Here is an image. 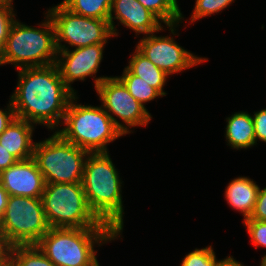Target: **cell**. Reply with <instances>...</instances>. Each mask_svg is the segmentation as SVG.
I'll list each match as a JSON object with an SVG mask.
<instances>
[{
  "mask_svg": "<svg viewBox=\"0 0 266 266\" xmlns=\"http://www.w3.org/2000/svg\"><path fill=\"white\" fill-rule=\"evenodd\" d=\"M128 89L129 93L145 107V103L163 97L154 87L148 85L141 77L134 75L127 67L122 76H117Z\"/></svg>",
  "mask_w": 266,
  "mask_h": 266,
  "instance_id": "7402d4cb",
  "label": "cell"
},
{
  "mask_svg": "<svg viewBox=\"0 0 266 266\" xmlns=\"http://www.w3.org/2000/svg\"><path fill=\"white\" fill-rule=\"evenodd\" d=\"M260 266H266V255H264L260 261Z\"/></svg>",
  "mask_w": 266,
  "mask_h": 266,
  "instance_id": "e575fe53",
  "label": "cell"
},
{
  "mask_svg": "<svg viewBox=\"0 0 266 266\" xmlns=\"http://www.w3.org/2000/svg\"><path fill=\"white\" fill-rule=\"evenodd\" d=\"M9 199V194L7 191L3 188V186L0 184V217L3 215L5 208L7 206Z\"/></svg>",
  "mask_w": 266,
  "mask_h": 266,
  "instance_id": "4dcf8cb0",
  "label": "cell"
},
{
  "mask_svg": "<svg viewBox=\"0 0 266 266\" xmlns=\"http://www.w3.org/2000/svg\"><path fill=\"white\" fill-rule=\"evenodd\" d=\"M95 90L102 103L101 106L124 136L133 133L131 129L135 126L143 127L151 122V113L129 93L117 76L107 77ZM115 116L123 123L119 122Z\"/></svg>",
  "mask_w": 266,
  "mask_h": 266,
  "instance_id": "30bf717a",
  "label": "cell"
},
{
  "mask_svg": "<svg viewBox=\"0 0 266 266\" xmlns=\"http://www.w3.org/2000/svg\"><path fill=\"white\" fill-rule=\"evenodd\" d=\"M8 248L9 247L4 242L3 236H0V261L9 260Z\"/></svg>",
  "mask_w": 266,
  "mask_h": 266,
  "instance_id": "1f68e13d",
  "label": "cell"
},
{
  "mask_svg": "<svg viewBox=\"0 0 266 266\" xmlns=\"http://www.w3.org/2000/svg\"><path fill=\"white\" fill-rule=\"evenodd\" d=\"M221 260H217L212 245L205 248H195L186 254L181 262V266H218Z\"/></svg>",
  "mask_w": 266,
  "mask_h": 266,
  "instance_id": "cb8c5ba5",
  "label": "cell"
},
{
  "mask_svg": "<svg viewBox=\"0 0 266 266\" xmlns=\"http://www.w3.org/2000/svg\"><path fill=\"white\" fill-rule=\"evenodd\" d=\"M16 118L15 111L11 100L7 104V108H0V135L5 131L8 125Z\"/></svg>",
  "mask_w": 266,
  "mask_h": 266,
  "instance_id": "f1b7e54d",
  "label": "cell"
},
{
  "mask_svg": "<svg viewBox=\"0 0 266 266\" xmlns=\"http://www.w3.org/2000/svg\"><path fill=\"white\" fill-rule=\"evenodd\" d=\"M119 237L112 228H50L36 245L56 266H100L95 246Z\"/></svg>",
  "mask_w": 266,
  "mask_h": 266,
  "instance_id": "3957f363",
  "label": "cell"
},
{
  "mask_svg": "<svg viewBox=\"0 0 266 266\" xmlns=\"http://www.w3.org/2000/svg\"><path fill=\"white\" fill-rule=\"evenodd\" d=\"M4 242L8 247L36 245L49 231L41 198L9 196L1 216Z\"/></svg>",
  "mask_w": 266,
  "mask_h": 266,
  "instance_id": "ba28073f",
  "label": "cell"
},
{
  "mask_svg": "<svg viewBox=\"0 0 266 266\" xmlns=\"http://www.w3.org/2000/svg\"><path fill=\"white\" fill-rule=\"evenodd\" d=\"M233 2L234 0H195L190 23L194 24L197 20L222 12L221 10H225Z\"/></svg>",
  "mask_w": 266,
  "mask_h": 266,
  "instance_id": "603a6c76",
  "label": "cell"
},
{
  "mask_svg": "<svg viewBox=\"0 0 266 266\" xmlns=\"http://www.w3.org/2000/svg\"><path fill=\"white\" fill-rule=\"evenodd\" d=\"M253 114L252 118L254 122L256 144L257 141L266 143V108Z\"/></svg>",
  "mask_w": 266,
  "mask_h": 266,
  "instance_id": "4316f807",
  "label": "cell"
},
{
  "mask_svg": "<svg viewBox=\"0 0 266 266\" xmlns=\"http://www.w3.org/2000/svg\"><path fill=\"white\" fill-rule=\"evenodd\" d=\"M130 55L131 58L126 67L134 75L141 77L148 85L154 87L162 96H166L167 93L163 87L169 75L153 64L137 48Z\"/></svg>",
  "mask_w": 266,
  "mask_h": 266,
  "instance_id": "ac0fdd59",
  "label": "cell"
},
{
  "mask_svg": "<svg viewBox=\"0 0 266 266\" xmlns=\"http://www.w3.org/2000/svg\"><path fill=\"white\" fill-rule=\"evenodd\" d=\"M9 261L14 266H56L37 245H15L8 248Z\"/></svg>",
  "mask_w": 266,
  "mask_h": 266,
  "instance_id": "44dd1931",
  "label": "cell"
},
{
  "mask_svg": "<svg viewBox=\"0 0 266 266\" xmlns=\"http://www.w3.org/2000/svg\"><path fill=\"white\" fill-rule=\"evenodd\" d=\"M218 266H244L241 262L233 258V256H227L222 259Z\"/></svg>",
  "mask_w": 266,
  "mask_h": 266,
  "instance_id": "d6a6232c",
  "label": "cell"
},
{
  "mask_svg": "<svg viewBox=\"0 0 266 266\" xmlns=\"http://www.w3.org/2000/svg\"><path fill=\"white\" fill-rule=\"evenodd\" d=\"M146 9L152 12L169 29L173 36L176 28L182 23L184 16L177 0H138Z\"/></svg>",
  "mask_w": 266,
  "mask_h": 266,
  "instance_id": "d6986e66",
  "label": "cell"
},
{
  "mask_svg": "<svg viewBox=\"0 0 266 266\" xmlns=\"http://www.w3.org/2000/svg\"><path fill=\"white\" fill-rule=\"evenodd\" d=\"M41 199L50 228H111L91 211L81 182L45 183Z\"/></svg>",
  "mask_w": 266,
  "mask_h": 266,
  "instance_id": "8992f818",
  "label": "cell"
},
{
  "mask_svg": "<svg viewBox=\"0 0 266 266\" xmlns=\"http://www.w3.org/2000/svg\"><path fill=\"white\" fill-rule=\"evenodd\" d=\"M243 225L247 228L252 245L257 249L266 248V221L247 218L243 220Z\"/></svg>",
  "mask_w": 266,
  "mask_h": 266,
  "instance_id": "d4e9b609",
  "label": "cell"
},
{
  "mask_svg": "<svg viewBox=\"0 0 266 266\" xmlns=\"http://www.w3.org/2000/svg\"><path fill=\"white\" fill-rule=\"evenodd\" d=\"M225 138L233 149H248L256 145L254 122L247 111L235 112L226 118Z\"/></svg>",
  "mask_w": 266,
  "mask_h": 266,
  "instance_id": "e0dca14e",
  "label": "cell"
},
{
  "mask_svg": "<svg viewBox=\"0 0 266 266\" xmlns=\"http://www.w3.org/2000/svg\"><path fill=\"white\" fill-rule=\"evenodd\" d=\"M35 125L15 118L0 135V144L19 161L33 158V131Z\"/></svg>",
  "mask_w": 266,
  "mask_h": 266,
  "instance_id": "9a60e30c",
  "label": "cell"
},
{
  "mask_svg": "<svg viewBox=\"0 0 266 266\" xmlns=\"http://www.w3.org/2000/svg\"><path fill=\"white\" fill-rule=\"evenodd\" d=\"M3 266H14L9 260Z\"/></svg>",
  "mask_w": 266,
  "mask_h": 266,
  "instance_id": "d590c367",
  "label": "cell"
},
{
  "mask_svg": "<svg viewBox=\"0 0 266 266\" xmlns=\"http://www.w3.org/2000/svg\"><path fill=\"white\" fill-rule=\"evenodd\" d=\"M259 188L253 179L239 176L228 183L224 197L227 204L240 212L245 220L253 213Z\"/></svg>",
  "mask_w": 266,
  "mask_h": 266,
  "instance_id": "2e32d148",
  "label": "cell"
},
{
  "mask_svg": "<svg viewBox=\"0 0 266 266\" xmlns=\"http://www.w3.org/2000/svg\"><path fill=\"white\" fill-rule=\"evenodd\" d=\"M15 20L16 14L13 5L0 6V55L3 52L10 27Z\"/></svg>",
  "mask_w": 266,
  "mask_h": 266,
  "instance_id": "484cf974",
  "label": "cell"
},
{
  "mask_svg": "<svg viewBox=\"0 0 266 266\" xmlns=\"http://www.w3.org/2000/svg\"><path fill=\"white\" fill-rule=\"evenodd\" d=\"M7 261H0V266H3Z\"/></svg>",
  "mask_w": 266,
  "mask_h": 266,
  "instance_id": "74e56055",
  "label": "cell"
},
{
  "mask_svg": "<svg viewBox=\"0 0 266 266\" xmlns=\"http://www.w3.org/2000/svg\"><path fill=\"white\" fill-rule=\"evenodd\" d=\"M0 184L9 196L41 198L45 187L42 173L31 158L18 161L0 173Z\"/></svg>",
  "mask_w": 266,
  "mask_h": 266,
  "instance_id": "5bb4252c",
  "label": "cell"
},
{
  "mask_svg": "<svg viewBox=\"0 0 266 266\" xmlns=\"http://www.w3.org/2000/svg\"><path fill=\"white\" fill-rule=\"evenodd\" d=\"M250 219L266 221V187L263 189L259 188L255 207Z\"/></svg>",
  "mask_w": 266,
  "mask_h": 266,
  "instance_id": "83f0119b",
  "label": "cell"
},
{
  "mask_svg": "<svg viewBox=\"0 0 266 266\" xmlns=\"http://www.w3.org/2000/svg\"><path fill=\"white\" fill-rule=\"evenodd\" d=\"M14 0H0V6L13 5Z\"/></svg>",
  "mask_w": 266,
  "mask_h": 266,
  "instance_id": "836d02e7",
  "label": "cell"
},
{
  "mask_svg": "<svg viewBox=\"0 0 266 266\" xmlns=\"http://www.w3.org/2000/svg\"><path fill=\"white\" fill-rule=\"evenodd\" d=\"M17 71V86L10 96L16 118L56 131L75 95L65 85L57 65L25 67Z\"/></svg>",
  "mask_w": 266,
  "mask_h": 266,
  "instance_id": "6da1fadb",
  "label": "cell"
},
{
  "mask_svg": "<svg viewBox=\"0 0 266 266\" xmlns=\"http://www.w3.org/2000/svg\"><path fill=\"white\" fill-rule=\"evenodd\" d=\"M46 13L54 25L57 51L69 50V46L73 49L107 43L108 39L114 36L109 20L80 16L71 12L61 2L50 7Z\"/></svg>",
  "mask_w": 266,
  "mask_h": 266,
  "instance_id": "9c48e42d",
  "label": "cell"
},
{
  "mask_svg": "<svg viewBox=\"0 0 266 266\" xmlns=\"http://www.w3.org/2000/svg\"><path fill=\"white\" fill-rule=\"evenodd\" d=\"M134 31L135 35H149L165 30L162 22L138 0H113L109 15V25L112 33L118 36L114 20Z\"/></svg>",
  "mask_w": 266,
  "mask_h": 266,
  "instance_id": "4fadbf2b",
  "label": "cell"
},
{
  "mask_svg": "<svg viewBox=\"0 0 266 266\" xmlns=\"http://www.w3.org/2000/svg\"><path fill=\"white\" fill-rule=\"evenodd\" d=\"M19 160L0 144V173Z\"/></svg>",
  "mask_w": 266,
  "mask_h": 266,
  "instance_id": "f546056e",
  "label": "cell"
},
{
  "mask_svg": "<svg viewBox=\"0 0 266 266\" xmlns=\"http://www.w3.org/2000/svg\"><path fill=\"white\" fill-rule=\"evenodd\" d=\"M77 99V94L71 98L61 124L65 126L56 132L89 153L109 152L107 146L123 133L102 106L82 105Z\"/></svg>",
  "mask_w": 266,
  "mask_h": 266,
  "instance_id": "277c9868",
  "label": "cell"
},
{
  "mask_svg": "<svg viewBox=\"0 0 266 266\" xmlns=\"http://www.w3.org/2000/svg\"><path fill=\"white\" fill-rule=\"evenodd\" d=\"M0 236H2L1 217H0Z\"/></svg>",
  "mask_w": 266,
  "mask_h": 266,
  "instance_id": "8d00e7d4",
  "label": "cell"
},
{
  "mask_svg": "<svg viewBox=\"0 0 266 266\" xmlns=\"http://www.w3.org/2000/svg\"><path fill=\"white\" fill-rule=\"evenodd\" d=\"M40 27L28 26L15 20L0 55V66L12 64L16 69L56 64L55 29L47 13Z\"/></svg>",
  "mask_w": 266,
  "mask_h": 266,
  "instance_id": "5b68a950",
  "label": "cell"
},
{
  "mask_svg": "<svg viewBox=\"0 0 266 266\" xmlns=\"http://www.w3.org/2000/svg\"><path fill=\"white\" fill-rule=\"evenodd\" d=\"M119 176L109 152L89 153L81 184L91 211L121 236L125 213Z\"/></svg>",
  "mask_w": 266,
  "mask_h": 266,
  "instance_id": "7a4b0ae2",
  "label": "cell"
},
{
  "mask_svg": "<svg viewBox=\"0 0 266 266\" xmlns=\"http://www.w3.org/2000/svg\"><path fill=\"white\" fill-rule=\"evenodd\" d=\"M88 154L55 131L49 138L35 143L33 159L45 183H78Z\"/></svg>",
  "mask_w": 266,
  "mask_h": 266,
  "instance_id": "52a82bcc",
  "label": "cell"
},
{
  "mask_svg": "<svg viewBox=\"0 0 266 266\" xmlns=\"http://www.w3.org/2000/svg\"><path fill=\"white\" fill-rule=\"evenodd\" d=\"M155 33L158 32L144 35L136 48L167 75L178 74L208 61V58L199 57L185 50L172 35L157 36Z\"/></svg>",
  "mask_w": 266,
  "mask_h": 266,
  "instance_id": "8fae6325",
  "label": "cell"
},
{
  "mask_svg": "<svg viewBox=\"0 0 266 266\" xmlns=\"http://www.w3.org/2000/svg\"><path fill=\"white\" fill-rule=\"evenodd\" d=\"M106 43L75 48L73 50H62L57 53L56 65L60 76L65 85L74 93L73 82L85 81L86 77L94 79V87H96L108 76L95 77L99 66L103 60V51ZM94 75V76H93Z\"/></svg>",
  "mask_w": 266,
  "mask_h": 266,
  "instance_id": "7c38bea8",
  "label": "cell"
},
{
  "mask_svg": "<svg viewBox=\"0 0 266 266\" xmlns=\"http://www.w3.org/2000/svg\"><path fill=\"white\" fill-rule=\"evenodd\" d=\"M61 3L80 16L109 20L113 0H63Z\"/></svg>",
  "mask_w": 266,
  "mask_h": 266,
  "instance_id": "ffe728a7",
  "label": "cell"
}]
</instances>
